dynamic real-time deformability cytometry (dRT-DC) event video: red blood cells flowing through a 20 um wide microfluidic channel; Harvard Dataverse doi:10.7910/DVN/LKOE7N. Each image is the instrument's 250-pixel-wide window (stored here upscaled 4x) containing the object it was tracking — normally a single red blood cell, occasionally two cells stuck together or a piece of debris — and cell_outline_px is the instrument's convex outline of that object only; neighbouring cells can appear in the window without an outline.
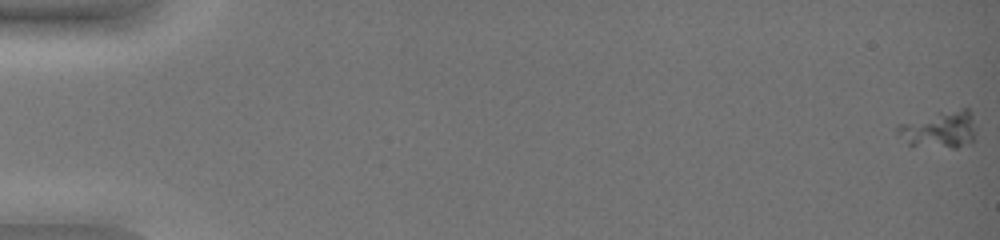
{"species": "common noctule bat (a hibernating species)", "species_latin": "Nyctalus noctula", "temperature_condition": "warm", "stored_images_in_passage": 55, "camera_frame_rate_fps": 3000, "um_per_image_px": 0.085, "animal": {"sex": "female", "body_mass_g": 19.0, "forearm_length_mm": 51.5}, "frame": {"image": 1, "passage_image": 1, "time_ms": 0.0, "image_size_px": [1000, 240], "cell_outline_px": [[976, 140], [972, 144], [956, 148], [952, 148], [908, 144], [896, 132], [896, 128], [900, 124], [964, 108], [968, 108], [972, 112]], "centroid_in_image_um": [79.96, 11.06], "position_along_channel_um": 5.0, "area_um2": 16.42}}
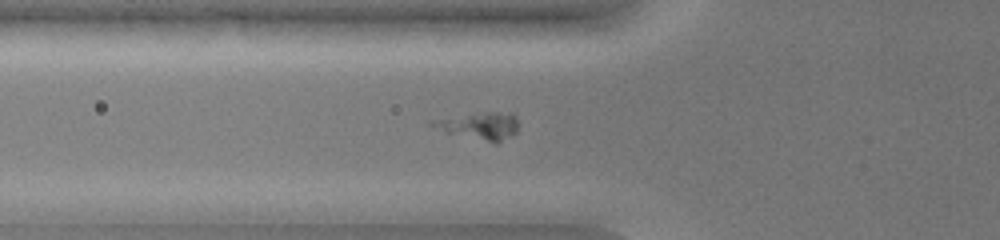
{"frame": {"image": 2, "passage_image": 23, "time_ms": 7.333, "image_size_px": [1000, 240], "cell_outline_px": [[520, 124], [516, 132], [496, 144], [448, 132], [428, 124], [428, 120], [484, 112], [512, 112], [516, 116]], "centroid_in_image_um": [40.83, 10.68], "position_along_channel_um": 85.0, "area_um2": 13.64}}
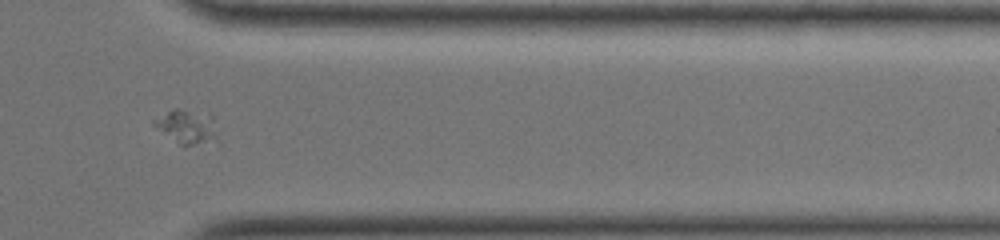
{"frame": {"image": 3, "passage_image": 48, "time_ms": 15.667, "image_size_px": [1000, 240], "cell_outline_px": [[224, 128], [216, 136], [192, 144], [180, 144], [152, 124], [152, 120], [172, 108], [180, 108], [212, 116]], "centroid_in_image_um": [15.93, 10.69], "position_along_channel_um": 395.5, "area_um2": 12.31}}